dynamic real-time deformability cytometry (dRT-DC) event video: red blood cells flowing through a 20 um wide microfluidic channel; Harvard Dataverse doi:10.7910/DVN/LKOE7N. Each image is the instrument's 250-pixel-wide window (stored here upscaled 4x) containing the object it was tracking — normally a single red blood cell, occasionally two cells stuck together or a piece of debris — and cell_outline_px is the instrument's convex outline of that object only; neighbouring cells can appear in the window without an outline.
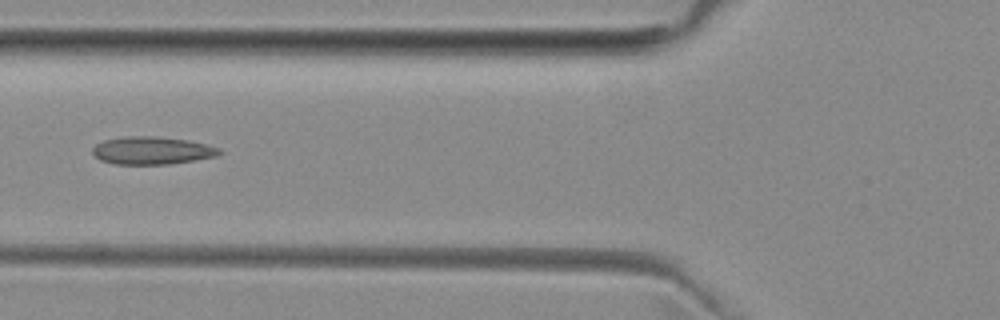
{"species": "common noctule bat (a hibernating species)", "species_latin": "Nyctalus noctula", "temperature_condition": "room temperature", "stored_images_in_passage": 6, "camera_frame_rate_fps": 3000, "um_per_image_px": 0.085, "animal": {"sex": "female", "body_mass_g": 29.2, "forearm_length_mm": 56.3}, "frame": {"image": 1, "passage_image": 6, "time_ms": 5.667, "image_size_px": [1000, 320], "cell_outline_px": [[224, 152], [216, 156], [168, 164], [116, 164], [100, 160], [92, 152], [92, 148], [96, 144], [104, 140], [128, 136], [156, 136], [188, 140], [220, 148]], "centroid_in_image_um": [12.92, 12.79], "position_along_channel_um": 112.9, "area_um2": 20.35}}